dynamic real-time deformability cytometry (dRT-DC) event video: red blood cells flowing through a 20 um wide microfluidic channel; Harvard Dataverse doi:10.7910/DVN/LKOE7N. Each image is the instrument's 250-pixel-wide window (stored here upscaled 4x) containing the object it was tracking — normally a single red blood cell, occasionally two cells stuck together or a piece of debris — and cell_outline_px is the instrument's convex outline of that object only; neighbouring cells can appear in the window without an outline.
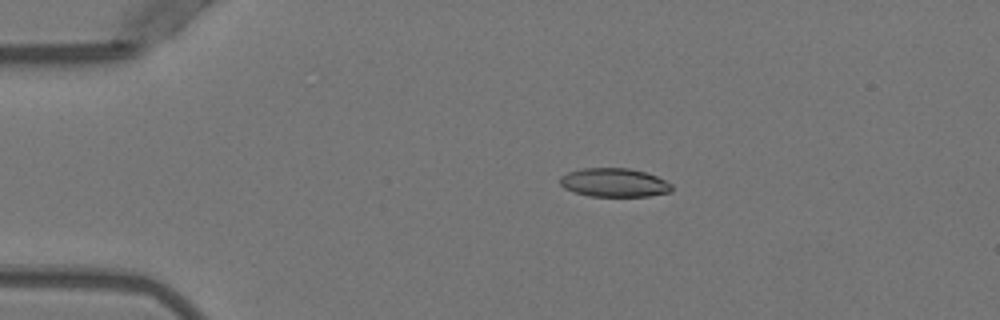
{"species": "Egyptian fruit bat (a non-hibernating species)", "species_latin": "Rousettus aegyptiacus", "temperature_condition": "warm", "stored_images_in_passage": 52, "camera_frame_rate_fps": 3000, "um_per_image_px": 0.085, "animal": {"sex": "female"}, "frame": {"image": 1, "passage_image": 11, "time_ms": 3.333, "image_size_px": [1000, 320], "cell_outline_px": [[672, 192], [648, 196], [588, 196], [564, 188], [560, 184], [560, 176], [568, 172], [584, 168], [628, 168], [644, 172], [656, 176], [672, 184]], "centroid_in_image_um": [52.21, 15.52], "position_along_channel_um": 32.8, "area_um2": 18.61}}
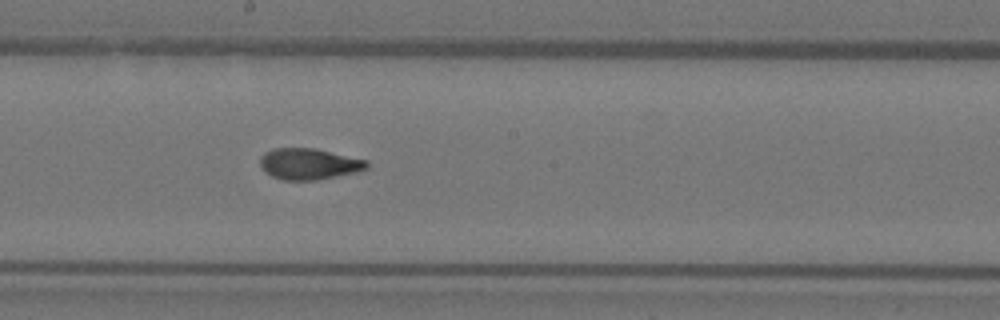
{"frame": {"image": 2, "passage_image": 29, "time_ms": 9.333, "image_size_px": [1000, 320], "cell_outline_px": [[368, 168], [360, 172], [316, 180], [280, 180], [264, 172], [260, 164], [260, 156], [264, 152], [276, 148], [316, 148], [368, 160]], "centroid_in_image_um": [26.28, 13.94], "position_along_channel_um": 221.9, "area_um2": 19.71}}
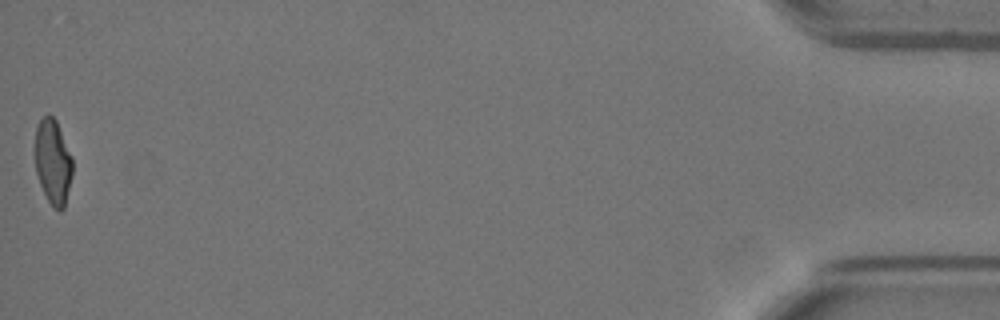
{"frame": {"image": 3, "passage_image": 52, "time_ms": 17.0, "image_size_px": [1000, 320], "cell_outline_px": [[72, 176], [64, 208], [60, 212], [52, 208], [40, 184], [36, 172], [32, 152], [36, 128], [40, 120], [48, 112], [56, 120], [72, 156]], "centroid_in_image_um": [4.46, 13.74], "position_along_channel_um": 430.7, "area_um2": 19.13}, "authors_computed_cell_mechanics": {"area_um2": 19.3052, "velocity_mm_per_s": 3.9646, "shape_relaxation_time_tau1_ms": 8.5813, "shape_relaxation_time_tau2_ms": 1.4835, "deformation_change_tau1": 0.2522, "deformation_change_tau2": 0.0791}}